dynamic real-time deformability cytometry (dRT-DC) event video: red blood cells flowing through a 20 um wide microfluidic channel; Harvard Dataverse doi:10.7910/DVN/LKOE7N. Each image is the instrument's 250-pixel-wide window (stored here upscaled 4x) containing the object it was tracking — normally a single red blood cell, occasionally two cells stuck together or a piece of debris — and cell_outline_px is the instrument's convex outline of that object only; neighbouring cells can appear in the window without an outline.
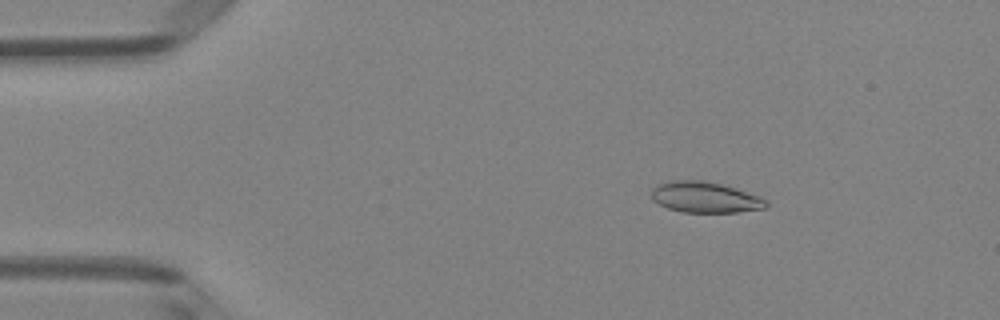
{"species": "Egyptian fruit bat (a non-hibernating species)", "species_latin": "Rousettus aegyptiacus", "temperature_condition": "room temperature", "stored_images_in_passage": 43, "camera_frame_rate_fps": 3000, "um_per_image_px": 0.085, "animal": {"sex": "female"}, "frame": {"image": 1, "passage_image": 1, "time_ms": 0.0, "image_size_px": [1000, 320], "cell_outline_px": [[768, 204], [764, 208], [736, 212], [680, 212], [668, 208], [652, 200], [652, 188], [668, 180], [704, 180], [736, 188], [760, 196], [768, 200]], "centroid_in_image_um": [59.93, 16.76], "position_along_channel_um": 25.1, "area_um2": 20.63}}
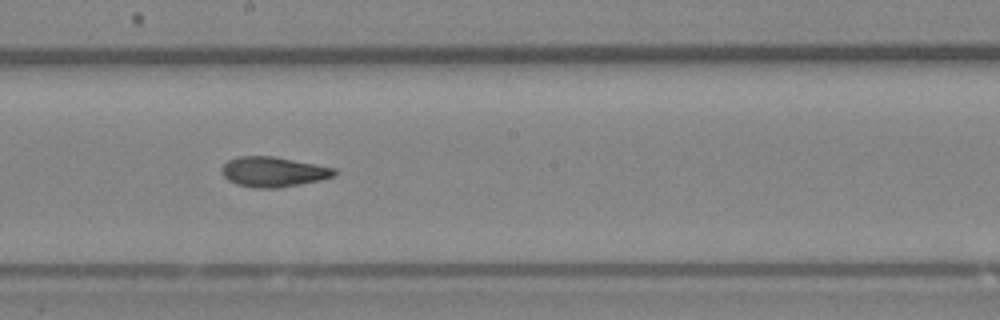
{"frame": {"image": 2, "passage_image": 21, "time_ms": 6.667, "image_size_px": [1000, 320], "cell_outline_px": [[336, 176], [320, 180], [300, 184], [276, 188], [256, 188], [236, 184], [228, 180], [224, 176], [220, 168], [228, 160], [240, 156], [276, 156], [336, 168]], "centroid_in_image_um": [23.24, 14.6], "position_along_channel_um": 225.0, "area_um2": 19.83}}
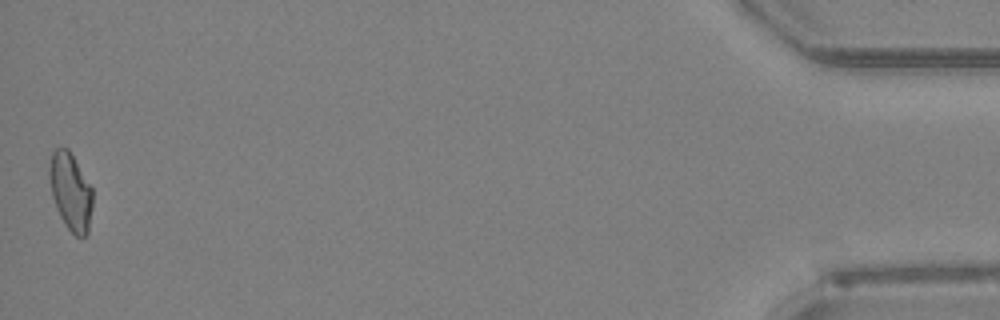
{"frame": {"image": 3, "passage_image": 43, "time_ms": 14.0, "image_size_px": [1000, 320], "cell_outline_px": [[92, 208], [88, 232], [84, 236], [76, 236], [64, 224], [56, 208], [52, 196], [48, 176], [48, 168], [52, 152], [56, 148], [68, 148], [92, 188]], "centroid_in_image_um": [5.98, 16.28], "position_along_channel_um": 429.2, "area_um2": 19.48}, "authors_computed_cell_mechanics": {"area_um2": 19.7098, "velocity_mm_per_s": 4.0586, "shape_relaxation_time_tau1_ms": null, "shape_relaxation_time_tau2_ms": 2.4626, "deformation_change_tau1": null, "deformation_change_tau2": 0.0753}}